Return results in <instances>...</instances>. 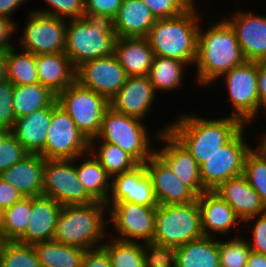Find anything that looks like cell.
I'll use <instances>...</instances> for the list:
<instances>
[{
    "label": "cell",
    "instance_id": "49",
    "mask_svg": "<svg viewBox=\"0 0 266 267\" xmlns=\"http://www.w3.org/2000/svg\"><path fill=\"white\" fill-rule=\"evenodd\" d=\"M17 24L12 20L0 16V50H8L14 47V43H11V36L17 32Z\"/></svg>",
    "mask_w": 266,
    "mask_h": 267
},
{
    "label": "cell",
    "instance_id": "43",
    "mask_svg": "<svg viewBox=\"0 0 266 267\" xmlns=\"http://www.w3.org/2000/svg\"><path fill=\"white\" fill-rule=\"evenodd\" d=\"M44 2L47 7L33 11L65 20L80 19L85 15V0H44Z\"/></svg>",
    "mask_w": 266,
    "mask_h": 267
},
{
    "label": "cell",
    "instance_id": "57",
    "mask_svg": "<svg viewBox=\"0 0 266 267\" xmlns=\"http://www.w3.org/2000/svg\"><path fill=\"white\" fill-rule=\"evenodd\" d=\"M4 209L0 206V229L2 227Z\"/></svg>",
    "mask_w": 266,
    "mask_h": 267
},
{
    "label": "cell",
    "instance_id": "11",
    "mask_svg": "<svg viewBox=\"0 0 266 267\" xmlns=\"http://www.w3.org/2000/svg\"><path fill=\"white\" fill-rule=\"evenodd\" d=\"M219 78H223L228 100L233 110L229 116L239 119L244 125L252 126L257 118L259 101L257 88V62L245 61Z\"/></svg>",
    "mask_w": 266,
    "mask_h": 267
},
{
    "label": "cell",
    "instance_id": "53",
    "mask_svg": "<svg viewBox=\"0 0 266 267\" xmlns=\"http://www.w3.org/2000/svg\"><path fill=\"white\" fill-rule=\"evenodd\" d=\"M246 267H266V255L251 251Z\"/></svg>",
    "mask_w": 266,
    "mask_h": 267
},
{
    "label": "cell",
    "instance_id": "35",
    "mask_svg": "<svg viewBox=\"0 0 266 267\" xmlns=\"http://www.w3.org/2000/svg\"><path fill=\"white\" fill-rule=\"evenodd\" d=\"M15 45L8 49L7 80L13 85H29L39 82L36 69V55L17 50Z\"/></svg>",
    "mask_w": 266,
    "mask_h": 267
},
{
    "label": "cell",
    "instance_id": "7",
    "mask_svg": "<svg viewBox=\"0 0 266 267\" xmlns=\"http://www.w3.org/2000/svg\"><path fill=\"white\" fill-rule=\"evenodd\" d=\"M153 241L179 247L204 236L197 200L187 204L158 205Z\"/></svg>",
    "mask_w": 266,
    "mask_h": 267
},
{
    "label": "cell",
    "instance_id": "38",
    "mask_svg": "<svg viewBox=\"0 0 266 267\" xmlns=\"http://www.w3.org/2000/svg\"><path fill=\"white\" fill-rule=\"evenodd\" d=\"M243 175L266 208V153L259 146L246 155Z\"/></svg>",
    "mask_w": 266,
    "mask_h": 267
},
{
    "label": "cell",
    "instance_id": "3",
    "mask_svg": "<svg viewBox=\"0 0 266 267\" xmlns=\"http://www.w3.org/2000/svg\"><path fill=\"white\" fill-rule=\"evenodd\" d=\"M196 1L181 15L156 20L146 37L154 56L174 58L189 67L195 64L198 30L202 18Z\"/></svg>",
    "mask_w": 266,
    "mask_h": 267
},
{
    "label": "cell",
    "instance_id": "32",
    "mask_svg": "<svg viewBox=\"0 0 266 267\" xmlns=\"http://www.w3.org/2000/svg\"><path fill=\"white\" fill-rule=\"evenodd\" d=\"M186 67L188 65L180 60L154 56L148 75L154 91L171 92L181 89Z\"/></svg>",
    "mask_w": 266,
    "mask_h": 267
},
{
    "label": "cell",
    "instance_id": "5",
    "mask_svg": "<svg viewBox=\"0 0 266 267\" xmlns=\"http://www.w3.org/2000/svg\"><path fill=\"white\" fill-rule=\"evenodd\" d=\"M116 38L112 20L106 15L85 14L67 20L64 53L77 68L85 61L113 54Z\"/></svg>",
    "mask_w": 266,
    "mask_h": 267
},
{
    "label": "cell",
    "instance_id": "40",
    "mask_svg": "<svg viewBox=\"0 0 266 267\" xmlns=\"http://www.w3.org/2000/svg\"><path fill=\"white\" fill-rule=\"evenodd\" d=\"M0 267H42L33 245L10 241L0 257Z\"/></svg>",
    "mask_w": 266,
    "mask_h": 267
},
{
    "label": "cell",
    "instance_id": "19",
    "mask_svg": "<svg viewBox=\"0 0 266 267\" xmlns=\"http://www.w3.org/2000/svg\"><path fill=\"white\" fill-rule=\"evenodd\" d=\"M117 202H132L147 207H157L151 180L144 164L112 177L107 209Z\"/></svg>",
    "mask_w": 266,
    "mask_h": 267
},
{
    "label": "cell",
    "instance_id": "33",
    "mask_svg": "<svg viewBox=\"0 0 266 267\" xmlns=\"http://www.w3.org/2000/svg\"><path fill=\"white\" fill-rule=\"evenodd\" d=\"M33 246L42 267H81L86 251L55 240L40 242Z\"/></svg>",
    "mask_w": 266,
    "mask_h": 267
},
{
    "label": "cell",
    "instance_id": "51",
    "mask_svg": "<svg viewBox=\"0 0 266 267\" xmlns=\"http://www.w3.org/2000/svg\"><path fill=\"white\" fill-rule=\"evenodd\" d=\"M257 88L259 101L257 104V116L259 111L266 113V64L264 62H257ZM262 108V110H261Z\"/></svg>",
    "mask_w": 266,
    "mask_h": 267
},
{
    "label": "cell",
    "instance_id": "39",
    "mask_svg": "<svg viewBox=\"0 0 266 267\" xmlns=\"http://www.w3.org/2000/svg\"><path fill=\"white\" fill-rule=\"evenodd\" d=\"M239 235L243 236L235 232L230 235L232 238H224L225 241L218 237L220 267H246L251 250L246 237Z\"/></svg>",
    "mask_w": 266,
    "mask_h": 267
},
{
    "label": "cell",
    "instance_id": "45",
    "mask_svg": "<svg viewBox=\"0 0 266 267\" xmlns=\"http://www.w3.org/2000/svg\"><path fill=\"white\" fill-rule=\"evenodd\" d=\"M244 224L245 227L246 224L247 227L252 226L248 230L251 233V237L247 235L250 238L247 240L250 250L266 255V212L247 219L242 225Z\"/></svg>",
    "mask_w": 266,
    "mask_h": 267
},
{
    "label": "cell",
    "instance_id": "46",
    "mask_svg": "<svg viewBox=\"0 0 266 267\" xmlns=\"http://www.w3.org/2000/svg\"><path fill=\"white\" fill-rule=\"evenodd\" d=\"M14 122L13 84L5 79L0 81V126L11 130Z\"/></svg>",
    "mask_w": 266,
    "mask_h": 267
},
{
    "label": "cell",
    "instance_id": "2",
    "mask_svg": "<svg viewBox=\"0 0 266 267\" xmlns=\"http://www.w3.org/2000/svg\"><path fill=\"white\" fill-rule=\"evenodd\" d=\"M174 121L168 122L169 132L178 139L201 165L225 145L244 124L229 115L204 118L197 113L181 112Z\"/></svg>",
    "mask_w": 266,
    "mask_h": 267
},
{
    "label": "cell",
    "instance_id": "17",
    "mask_svg": "<svg viewBox=\"0 0 266 267\" xmlns=\"http://www.w3.org/2000/svg\"><path fill=\"white\" fill-rule=\"evenodd\" d=\"M224 19L231 25L246 61L266 60V15L237 10Z\"/></svg>",
    "mask_w": 266,
    "mask_h": 267
},
{
    "label": "cell",
    "instance_id": "4",
    "mask_svg": "<svg viewBox=\"0 0 266 267\" xmlns=\"http://www.w3.org/2000/svg\"><path fill=\"white\" fill-rule=\"evenodd\" d=\"M106 210V204L97 201L88 205L62 206L53 240L84 250L100 248L109 235Z\"/></svg>",
    "mask_w": 266,
    "mask_h": 267
},
{
    "label": "cell",
    "instance_id": "54",
    "mask_svg": "<svg viewBox=\"0 0 266 267\" xmlns=\"http://www.w3.org/2000/svg\"><path fill=\"white\" fill-rule=\"evenodd\" d=\"M8 50H0V81L7 79Z\"/></svg>",
    "mask_w": 266,
    "mask_h": 267
},
{
    "label": "cell",
    "instance_id": "48",
    "mask_svg": "<svg viewBox=\"0 0 266 267\" xmlns=\"http://www.w3.org/2000/svg\"><path fill=\"white\" fill-rule=\"evenodd\" d=\"M81 267H111L110 257L102 247L86 250Z\"/></svg>",
    "mask_w": 266,
    "mask_h": 267
},
{
    "label": "cell",
    "instance_id": "9",
    "mask_svg": "<svg viewBox=\"0 0 266 267\" xmlns=\"http://www.w3.org/2000/svg\"><path fill=\"white\" fill-rule=\"evenodd\" d=\"M244 125L225 145L200 165V178L207 191H214L230 178L243 175L246 155L252 150Z\"/></svg>",
    "mask_w": 266,
    "mask_h": 267
},
{
    "label": "cell",
    "instance_id": "56",
    "mask_svg": "<svg viewBox=\"0 0 266 267\" xmlns=\"http://www.w3.org/2000/svg\"><path fill=\"white\" fill-rule=\"evenodd\" d=\"M259 140L260 142H258L259 144L257 145L266 153V132L263 133V135L261 136Z\"/></svg>",
    "mask_w": 266,
    "mask_h": 267
},
{
    "label": "cell",
    "instance_id": "1",
    "mask_svg": "<svg viewBox=\"0 0 266 267\" xmlns=\"http://www.w3.org/2000/svg\"><path fill=\"white\" fill-rule=\"evenodd\" d=\"M208 24L205 28L200 23L194 65L197 70L194 83L203 87H210L224 73L246 61L235 32L224 17Z\"/></svg>",
    "mask_w": 266,
    "mask_h": 267
},
{
    "label": "cell",
    "instance_id": "6",
    "mask_svg": "<svg viewBox=\"0 0 266 267\" xmlns=\"http://www.w3.org/2000/svg\"><path fill=\"white\" fill-rule=\"evenodd\" d=\"M143 123L146 122L116 112L109 106L103 114L99 134L89 141L115 144L139 164H144L155 153V148L150 144L153 140V136H150L152 133Z\"/></svg>",
    "mask_w": 266,
    "mask_h": 267
},
{
    "label": "cell",
    "instance_id": "36",
    "mask_svg": "<svg viewBox=\"0 0 266 267\" xmlns=\"http://www.w3.org/2000/svg\"><path fill=\"white\" fill-rule=\"evenodd\" d=\"M113 236L101 246L110 257L111 267H145L142 243L121 241L113 238Z\"/></svg>",
    "mask_w": 266,
    "mask_h": 267
},
{
    "label": "cell",
    "instance_id": "37",
    "mask_svg": "<svg viewBox=\"0 0 266 267\" xmlns=\"http://www.w3.org/2000/svg\"><path fill=\"white\" fill-rule=\"evenodd\" d=\"M32 212V197H23L4 209L1 231L10 241H17L26 231Z\"/></svg>",
    "mask_w": 266,
    "mask_h": 267
},
{
    "label": "cell",
    "instance_id": "24",
    "mask_svg": "<svg viewBox=\"0 0 266 267\" xmlns=\"http://www.w3.org/2000/svg\"><path fill=\"white\" fill-rule=\"evenodd\" d=\"M155 21L142 0H122L112 26L117 38H146Z\"/></svg>",
    "mask_w": 266,
    "mask_h": 267
},
{
    "label": "cell",
    "instance_id": "16",
    "mask_svg": "<svg viewBox=\"0 0 266 267\" xmlns=\"http://www.w3.org/2000/svg\"><path fill=\"white\" fill-rule=\"evenodd\" d=\"M127 77L114 53L85 61L76 68V81L83 87L103 95L108 101L124 85Z\"/></svg>",
    "mask_w": 266,
    "mask_h": 267
},
{
    "label": "cell",
    "instance_id": "8",
    "mask_svg": "<svg viewBox=\"0 0 266 267\" xmlns=\"http://www.w3.org/2000/svg\"><path fill=\"white\" fill-rule=\"evenodd\" d=\"M57 102L88 140L99 134L103 114L109 107V101L103 95L75 81L57 95Z\"/></svg>",
    "mask_w": 266,
    "mask_h": 267
},
{
    "label": "cell",
    "instance_id": "28",
    "mask_svg": "<svg viewBox=\"0 0 266 267\" xmlns=\"http://www.w3.org/2000/svg\"><path fill=\"white\" fill-rule=\"evenodd\" d=\"M114 54L127 76H148L154 52L147 38H116Z\"/></svg>",
    "mask_w": 266,
    "mask_h": 267
},
{
    "label": "cell",
    "instance_id": "18",
    "mask_svg": "<svg viewBox=\"0 0 266 267\" xmlns=\"http://www.w3.org/2000/svg\"><path fill=\"white\" fill-rule=\"evenodd\" d=\"M156 94L148 76H128L124 85L109 100V106L116 112L143 121L153 110Z\"/></svg>",
    "mask_w": 266,
    "mask_h": 267
},
{
    "label": "cell",
    "instance_id": "23",
    "mask_svg": "<svg viewBox=\"0 0 266 267\" xmlns=\"http://www.w3.org/2000/svg\"><path fill=\"white\" fill-rule=\"evenodd\" d=\"M214 192L229 204L242 222L266 212L260 196L244 175L228 179Z\"/></svg>",
    "mask_w": 266,
    "mask_h": 267
},
{
    "label": "cell",
    "instance_id": "55",
    "mask_svg": "<svg viewBox=\"0 0 266 267\" xmlns=\"http://www.w3.org/2000/svg\"><path fill=\"white\" fill-rule=\"evenodd\" d=\"M10 242V240L6 237V235L0 229V257L2 256L6 245Z\"/></svg>",
    "mask_w": 266,
    "mask_h": 267
},
{
    "label": "cell",
    "instance_id": "30",
    "mask_svg": "<svg viewBox=\"0 0 266 267\" xmlns=\"http://www.w3.org/2000/svg\"><path fill=\"white\" fill-rule=\"evenodd\" d=\"M177 249L176 267H220L218 237L203 236Z\"/></svg>",
    "mask_w": 266,
    "mask_h": 267
},
{
    "label": "cell",
    "instance_id": "10",
    "mask_svg": "<svg viewBox=\"0 0 266 267\" xmlns=\"http://www.w3.org/2000/svg\"><path fill=\"white\" fill-rule=\"evenodd\" d=\"M88 152L89 140L56 102L51 106L50 125L40 155L49 160H72Z\"/></svg>",
    "mask_w": 266,
    "mask_h": 267
},
{
    "label": "cell",
    "instance_id": "42",
    "mask_svg": "<svg viewBox=\"0 0 266 267\" xmlns=\"http://www.w3.org/2000/svg\"><path fill=\"white\" fill-rule=\"evenodd\" d=\"M28 154L11 130L0 126V174Z\"/></svg>",
    "mask_w": 266,
    "mask_h": 267
},
{
    "label": "cell",
    "instance_id": "22",
    "mask_svg": "<svg viewBox=\"0 0 266 267\" xmlns=\"http://www.w3.org/2000/svg\"><path fill=\"white\" fill-rule=\"evenodd\" d=\"M62 205L46 196L32 197V212L25 233L18 243L34 245L53 240Z\"/></svg>",
    "mask_w": 266,
    "mask_h": 267
},
{
    "label": "cell",
    "instance_id": "25",
    "mask_svg": "<svg viewBox=\"0 0 266 267\" xmlns=\"http://www.w3.org/2000/svg\"><path fill=\"white\" fill-rule=\"evenodd\" d=\"M45 159L40 154H28L6 169L0 177L16 188L23 197L43 196V168Z\"/></svg>",
    "mask_w": 266,
    "mask_h": 267
},
{
    "label": "cell",
    "instance_id": "13",
    "mask_svg": "<svg viewBox=\"0 0 266 267\" xmlns=\"http://www.w3.org/2000/svg\"><path fill=\"white\" fill-rule=\"evenodd\" d=\"M157 207H147L132 202L114 203L107 211L108 224L121 241L147 243L153 241ZM111 223V224H110Z\"/></svg>",
    "mask_w": 266,
    "mask_h": 267
},
{
    "label": "cell",
    "instance_id": "12",
    "mask_svg": "<svg viewBox=\"0 0 266 267\" xmlns=\"http://www.w3.org/2000/svg\"><path fill=\"white\" fill-rule=\"evenodd\" d=\"M43 196L54 199L62 206L88 205L95 202L78 180L75 159H45L43 168Z\"/></svg>",
    "mask_w": 266,
    "mask_h": 267
},
{
    "label": "cell",
    "instance_id": "26",
    "mask_svg": "<svg viewBox=\"0 0 266 267\" xmlns=\"http://www.w3.org/2000/svg\"><path fill=\"white\" fill-rule=\"evenodd\" d=\"M39 83L58 95L76 81V68L64 52L36 55Z\"/></svg>",
    "mask_w": 266,
    "mask_h": 267
},
{
    "label": "cell",
    "instance_id": "52",
    "mask_svg": "<svg viewBox=\"0 0 266 267\" xmlns=\"http://www.w3.org/2000/svg\"><path fill=\"white\" fill-rule=\"evenodd\" d=\"M23 3H25L23 0H0V16L6 17L15 23L11 15L20 9Z\"/></svg>",
    "mask_w": 266,
    "mask_h": 267
},
{
    "label": "cell",
    "instance_id": "34",
    "mask_svg": "<svg viewBox=\"0 0 266 267\" xmlns=\"http://www.w3.org/2000/svg\"><path fill=\"white\" fill-rule=\"evenodd\" d=\"M89 152L111 177L131 171L139 165L131 155L112 143L89 141Z\"/></svg>",
    "mask_w": 266,
    "mask_h": 267
},
{
    "label": "cell",
    "instance_id": "20",
    "mask_svg": "<svg viewBox=\"0 0 266 267\" xmlns=\"http://www.w3.org/2000/svg\"><path fill=\"white\" fill-rule=\"evenodd\" d=\"M144 166L158 205L187 204L197 200L198 196L172 173L156 153L144 163Z\"/></svg>",
    "mask_w": 266,
    "mask_h": 267
},
{
    "label": "cell",
    "instance_id": "14",
    "mask_svg": "<svg viewBox=\"0 0 266 267\" xmlns=\"http://www.w3.org/2000/svg\"><path fill=\"white\" fill-rule=\"evenodd\" d=\"M28 15L18 47L35 55L64 52L67 20L32 10Z\"/></svg>",
    "mask_w": 266,
    "mask_h": 267
},
{
    "label": "cell",
    "instance_id": "31",
    "mask_svg": "<svg viewBox=\"0 0 266 267\" xmlns=\"http://www.w3.org/2000/svg\"><path fill=\"white\" fill-rule=\"evenodd\" d=\"M57 102V95L37 82L29 85H13V110L15 119L23 117Z\"/></svg>",
    "mask_w": 266,
    "mask_h": 267
},
{
    "label": "cell",
    "instance_id": "29",
    "mask_svg": "<svg viewBox=\"0 0 266 267\" xmlns=\"http://www.w3.org/2000/svg\"><path fill=\"white\" fill-rule=\"evenodd\" d=\"M75 163L79 164H75V170L87 194L94 201L106 204L111 190L112 177L90 152L76 157Z\"/></svg>",
    "mask_w": 266,
    "mask_h": 267
},
{
    "label": "cell",
    "instance_id": "21",
    "mask_svg": "<svg viewBox=\"0 0 266 267\" xmlns=\"http://www.w3.org/2000/svg\"><path fill=\"white\" fill-rule=\"evenodd\" d=\"M197 203L200 208L204 236H225L226 238L232 231L233 233L243 232L240 231L242 227H238L240 223L242 226L243 222L229 204L214 191L203 192L198 196ZM236 228L237 230H234Z\"/></svg>",
    "mask_w": 266,
    "mask_h": 267
},
{
    "label": "cell",
    "instance_id": "50",
    "mask_svg": "<svg viewBox=\"0 0 266 267\" xmlns=\"http://www.w3.org/2000/svg\"><path fill=\"white\" fill-rule=\"evenodd\" d=\"M22 198L23 195L16 188L0 177V206L3 209L11 207Z\"/></svg>",
    "mask_w": 266,
    "mask_h": 267
},
{
    "label": "cell",
    "instance_id": "44",
    "mask_svg": "<svg viewBox=\"0 0 266 267\" xmlns=\"http://www.w3.org/2000/svg\"><path fill=\"white\" fill-rule=\"evenodd\" d=\"M156 20L168 19L181 15L196 0H142Z\"/></svg>",
    "mask_w": 266,
    "mask_h": 267
},
{
    "label": "cell",
    "instance_id": "47",
    "mask_svg": "<svg viewBox=\"0 0 266 267\" xmlns=\"http://www.w3.org/2000/svg\"><path fill=\"white\" fill-rule=\"evenodd\" d=\"M122 0H85V14H101L106 15L113 20Z\"/></svg>",
    "mask_w": 266,
    "mask_h": 267
},
{
    "label": "cell",
    "instance_id": "15",
    "mask_svg": "<svg viewBox=\"0 0 266 267\" xmlns=\"http://www.w3.org/2000/svg\"><path fill=\"white\" fill-rule=\"evenodd\" d=\"M169 126L165 124L162 129L154 131L153 136L162 143L161 149L157 147L155 153L184 185L200 196L207 191L201 183L200 165L188 149L168 131Z\"/></svg>",
    "mask_w": 266,
    "mask_h": 267
},
{
    "label": "cell",
    "instance_id": "41",
    "mask_svg": "<svg viewBox=\"0 0 266 267\" xmlns=\"http://www.w3.org/2000/svg\"><path fill=\"white\" fill-rule=\"evenodd\" d=\"M178 249L173 245L154 241L142 243V255L145 267H176Z\"/></svg>",
    "mask_w": 266,
    "mask_h": 267
},
{
    "label": "cell",
    "instance_id": "27",
    "mask_svg": "<svg viewBox=\"0 0 266 267\" xmlns=\"http://www.w3.org/2000/svg\"><path fill=\"white\" fill-rule=\"evenodd\" d=\"M51 120V106L15 119L11 133L29 154H40L45 147Z\"/></svg>",
    "mask_w": 266,
    "mask_h": 267
}]
</instances>
